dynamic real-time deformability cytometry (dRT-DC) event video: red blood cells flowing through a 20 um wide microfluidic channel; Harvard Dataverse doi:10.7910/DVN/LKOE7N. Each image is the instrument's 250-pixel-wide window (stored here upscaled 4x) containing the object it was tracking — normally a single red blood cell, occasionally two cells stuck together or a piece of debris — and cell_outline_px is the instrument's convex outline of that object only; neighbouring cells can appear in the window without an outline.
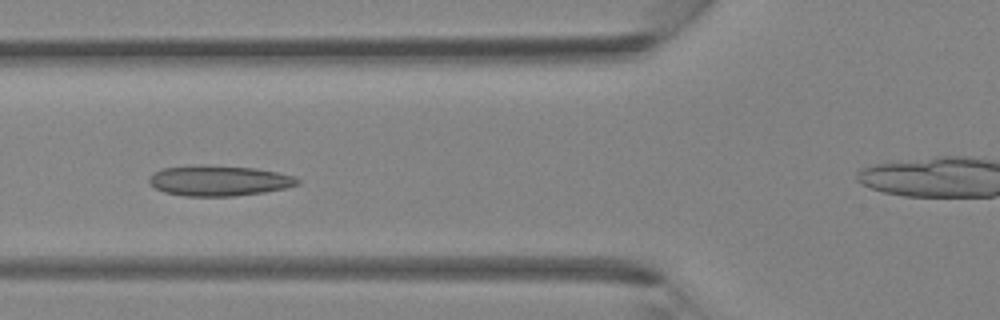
{"species": "Egyptian fruit bat (a non-hibernating species)", "species_latin": "Rousettus aegyptiacus", "temperature_condition": "room temperature", "stored_images_in_passage": 3, "camera_frame_rate_fps": 3000, "um_per_image_px": 0.085, "animal": {"sex": "female"}, "frame": {"image": 1, "passage_image": 3, "time_ms": 0.667, "image_size_px": [1000, 320], "cell_outline_px": [[300, 184], [284, 188], [264, 192], [232, 196], [184, 196], [164, 192], [156, 188], [148, 180], [148, 176], [164, 168], [200, 164], [256, 168], [276, 172], [292, 176], [300, 180]], "centroid_in_image_um": [18.6, 15.35], "position_along_channel_um": 107.2, "area_um2": 26.24}}